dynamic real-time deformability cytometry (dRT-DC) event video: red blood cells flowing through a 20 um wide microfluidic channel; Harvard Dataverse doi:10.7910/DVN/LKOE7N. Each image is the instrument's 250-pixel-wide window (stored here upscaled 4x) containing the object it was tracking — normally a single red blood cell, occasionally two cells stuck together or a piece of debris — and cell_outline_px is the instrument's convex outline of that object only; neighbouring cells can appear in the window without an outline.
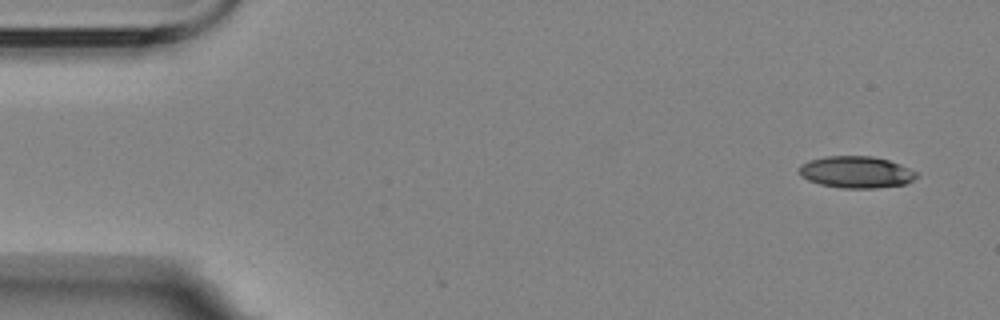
{"species": "Egyptian fruit bat (a non-hibernating species)", "species_latin": "Rousettus aegyptiacus", "temperature_condition": "room temperature", "stored_images_in_passage": 5, "camera_frame_rate_fps": 3000, "um_per_image_px": 0.085, "animal": {"sex": "female"}, "frame": {"image": 1, "passage_image": 1, "time_ms": 0.0, "image_size_px": [1000, 320], "cell_outline_px": [[920, 176], [904, 184], [876, 188], [840, 188], [820, 184], [808, 180], [800, 176], [800, 164], [808, 160], [824, 156], [872, 156], [888, 160], [900, 164], [916, 172]], "centroid_in_image_um": [72.76, 14.62], "position_along_channel_um": 12.2, "area_um2": 21.79}}